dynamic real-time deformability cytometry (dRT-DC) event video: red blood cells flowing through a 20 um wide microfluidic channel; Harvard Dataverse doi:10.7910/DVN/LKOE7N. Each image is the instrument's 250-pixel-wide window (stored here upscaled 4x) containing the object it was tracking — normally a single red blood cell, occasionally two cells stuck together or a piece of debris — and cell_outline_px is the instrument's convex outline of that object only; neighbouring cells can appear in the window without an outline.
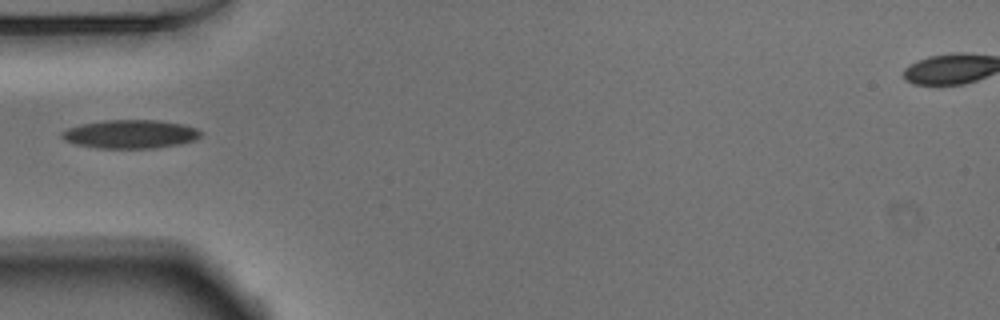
{"species": "Egyptian fruit bat (a non-hibernating species)", "species_latin": "Rousettus aegyptiacus", "temperature_condition": "warm", "stored_images_in_passage": 4, "camera_frame_rate_fps": 3000, "um_per_image_px": 0.085, "animal": {"sex": "male"}, "frame": {"image": 1, "passage_image": 1, "time_ms": 0.0, "image_size_px": [1000, 320], "cell_outline_px": [[204, 136], [196, 140], [180, 144], [156, 148], [96, 148], [76, 144], [64, 140], [60, 136], [60, 132], [68, 128], [84, 124], [104, 120], [156, 120], [184, 124], [196, 128], [204, 132]], "centroid_in_image_um": [11.14, 11.4], "position_along_channel_um": 73.9, "area_um2": 23.35}}